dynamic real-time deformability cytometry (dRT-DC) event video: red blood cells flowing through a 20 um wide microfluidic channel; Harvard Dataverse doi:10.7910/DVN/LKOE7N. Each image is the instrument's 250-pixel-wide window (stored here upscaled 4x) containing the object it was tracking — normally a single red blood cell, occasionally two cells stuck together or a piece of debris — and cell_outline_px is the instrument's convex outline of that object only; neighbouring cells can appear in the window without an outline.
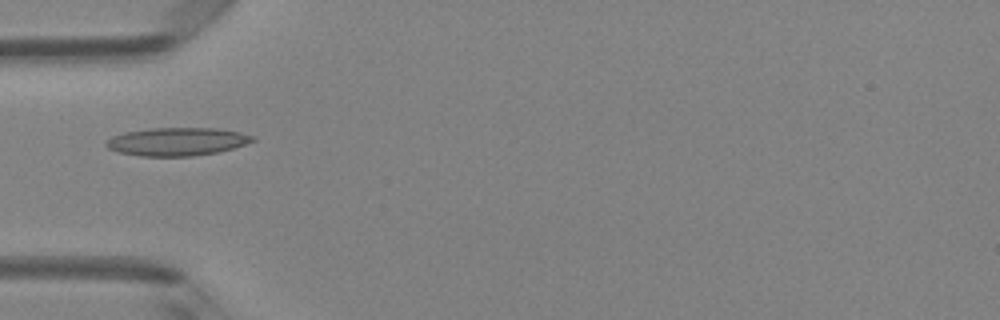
{"species": "Egyptian fruit bat (a non-hibernating species)", "species_latin": "Rousettus aegyptiacus", "temperature_condition": "room temperature", "stored_images_in_passage": 5, "camera_frame_rate_fps": 3000, "um_per_image_px": 0.085, "animal": {"sex": "female"}, "frame": {"image": 1, "passage_image": 5, "time_ms": 1.333, "image_size_px": [1000, 320], "cell_outline_px": [[256, 140], [232, 148], [216, 152], [192, 156], [140, 156], [116, 152], [108, 148], [104, 144], [112, 136], [124, 132], [152, 128], [216, 128], [240, 132], [256, 136]], "centroid_in_image_um": [15.03, 12.03], "position_along_channel_um": 70.0, "area_um2": 23.99}}